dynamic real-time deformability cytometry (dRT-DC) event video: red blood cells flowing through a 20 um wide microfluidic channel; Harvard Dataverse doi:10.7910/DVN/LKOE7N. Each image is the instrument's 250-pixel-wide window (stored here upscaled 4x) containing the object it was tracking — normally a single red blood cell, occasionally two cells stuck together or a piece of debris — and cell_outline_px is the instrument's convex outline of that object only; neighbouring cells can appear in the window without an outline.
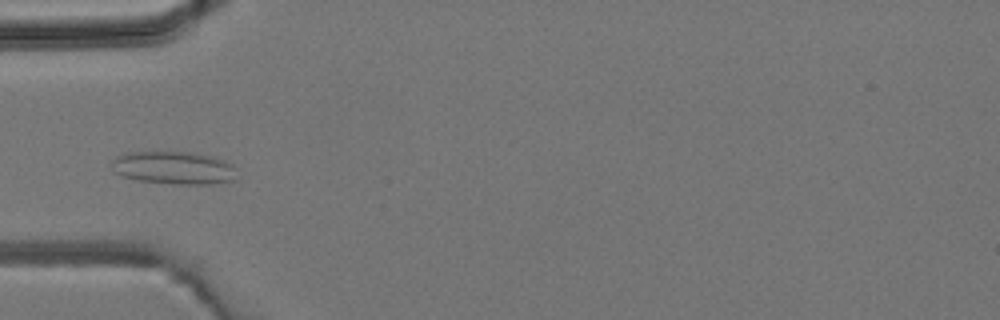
{"species": "common noctule bat (a hibernating species)", "species_latin": "Nyctalus noctula", "temperature_condition": "room temperature", "stored_images_in_passage": 4, "camera_frame_rate_fps": 3000, "um_per_image_px": 0.085, "animal": {"sex": "male", "body_mass_g": 19.2, "forearm_length_mm": 51.8}, "frame": {"image": 1, "passage_image": 4, "time_ms": 3.333, "image_size_px": [1000, 320], "cell_outline_px": [[236, 180], [208, 184], [172, 184], [140, 180], [120, 176], [116, 172], [112, 164], [112, 160], [128, 152], [188, 152], [212, 156], [224, 160], [232, 164]], "centroid_in_image_um": [14.79, 14.27], "position_along_channel_um": 70.2, "area_um2": 23.7}}